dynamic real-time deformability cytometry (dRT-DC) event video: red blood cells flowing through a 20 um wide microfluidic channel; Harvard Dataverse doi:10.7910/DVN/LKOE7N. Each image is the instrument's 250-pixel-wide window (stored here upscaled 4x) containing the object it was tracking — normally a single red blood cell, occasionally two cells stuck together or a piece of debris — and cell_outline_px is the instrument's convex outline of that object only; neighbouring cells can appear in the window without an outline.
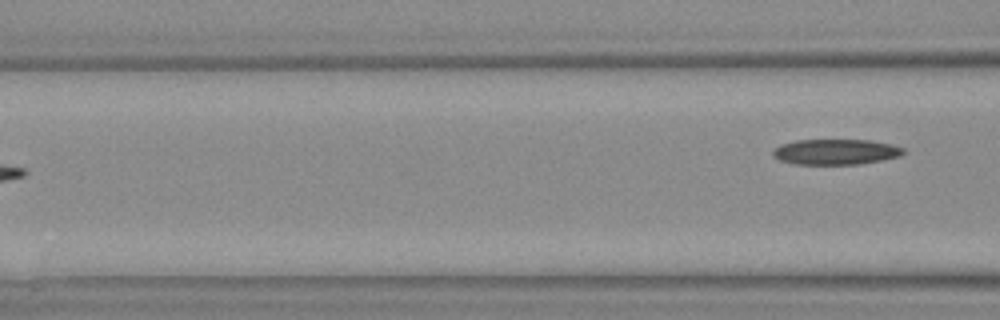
{"species": "Egyptian fruit bat (a non-hibernating species)", "species_latin": "Rousettus aegyptiacus", "temperature_condition": "warm", "stored_images_in_passage": 6, "camera_frame_rate_fps": 3000, "um_per_image_px": 0.085, "animal": {"sex": "female"}, "frame": {"image": 1, "passage_image": 6, "time_ms": 7.333, "image_size_px": [1000, 320], "cell_outline_px": [[904, 152], [900, 156], [860, 164], [796, 164], [780, 160], [772, 156], [772, 152], [780, 144], [796, 140], [872, 140], [892, 144], [904, 148]], "centroid_in_image_um": [71.03, 12.9], "position_along_channel_um": 95.6, "area_um2": 19.36}}